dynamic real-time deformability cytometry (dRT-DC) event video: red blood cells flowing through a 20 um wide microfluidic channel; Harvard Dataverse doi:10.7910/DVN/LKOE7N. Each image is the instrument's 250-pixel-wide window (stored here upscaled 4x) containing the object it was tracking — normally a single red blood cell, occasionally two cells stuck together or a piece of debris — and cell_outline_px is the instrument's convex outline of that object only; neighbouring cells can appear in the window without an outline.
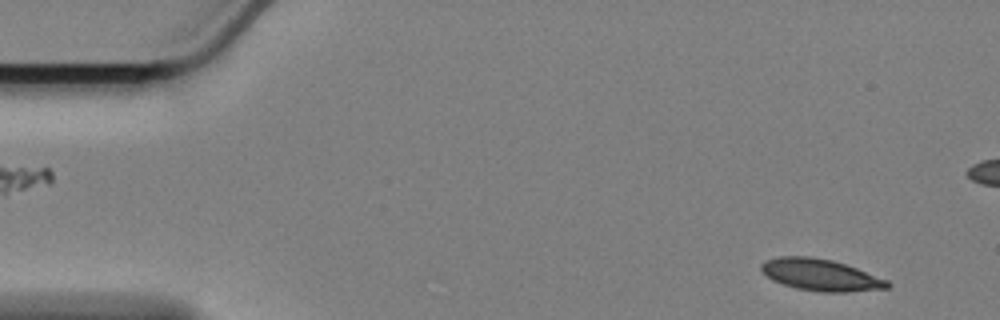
{"species": "Egyptian fruit bat (a non-hibernating species)", "species_latin": "Rousettus aegyptiacus", "temperature_condition": "cold", "stored_images_in_passage": 59, "camera_frame_rate_fps": 3000, "um_per_image_px": 0.085, "animal": {"sex": "female"}, "frame": {"image": 1, "passage_image": 4, "time_ms": 1.0, "image_size_px": [1000, 320], "cell_outline_px": [[892, 284], [888, 288], [848, 292], [820, 292], [796, 288], [772, 280], [760, 268], [760, 264], [764, 260], [780, 256], [812, 256], [832, 260], [856, 268], [888, 280]], "centroid_in_image_um": [69.75, 23.36], "position_along_channel_um": 15.3, "area_um2": 23.29}}
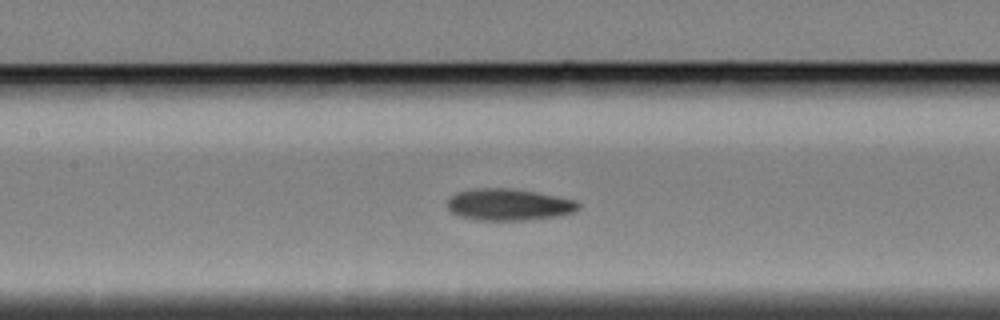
{"frame": {"image": 2, "passage_image": 26, "time_ms": 8.333, "image_size_px": [1000, 320], "cell_outline_px": [[580, 208], [572, 212], [556, 216], [528, 220], [476, 220], [460, 216], [452, 212], [448, 208], [448, 200], [456, 192], [480, 188], [508, 188], [536, 192], [576, 200], [580, 204]], "centroid_in_image_um": [43.25, 17.39], "position_along_channel_um": 164.1, "area_um2": 24.04}}
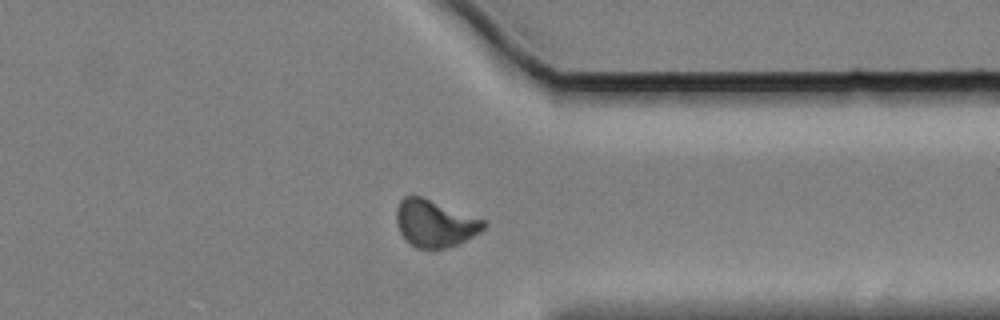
{"frame": {"image": 3, "passage_image": 45, "time_ms": 14.667, "image_size_px": [1000, 320], "cell_outline_px": [[488, 224], [480, 232], [456, 244], [444, 248], [416, 248], [400, 232], [396, 224], [396, 208], [400, 200], [404, 196], [420, 196], [484, 220]], "centroid_in_image_um": [36.93, 18.98], "position_along_channel_um": 374.5, "area_um2": 23.41}, "authors_computed_cell_mechanics": {"area_um2": 23.698, "velocity_mm_per_s": 3.3772, "shape_relaxation_time_tau1_ms": 5.385, "shape_relaxation_time_tau2_ms": 7.177, "deformation_change_tau1": 0.1181, "deformation_change_tau2": 0.1214}}